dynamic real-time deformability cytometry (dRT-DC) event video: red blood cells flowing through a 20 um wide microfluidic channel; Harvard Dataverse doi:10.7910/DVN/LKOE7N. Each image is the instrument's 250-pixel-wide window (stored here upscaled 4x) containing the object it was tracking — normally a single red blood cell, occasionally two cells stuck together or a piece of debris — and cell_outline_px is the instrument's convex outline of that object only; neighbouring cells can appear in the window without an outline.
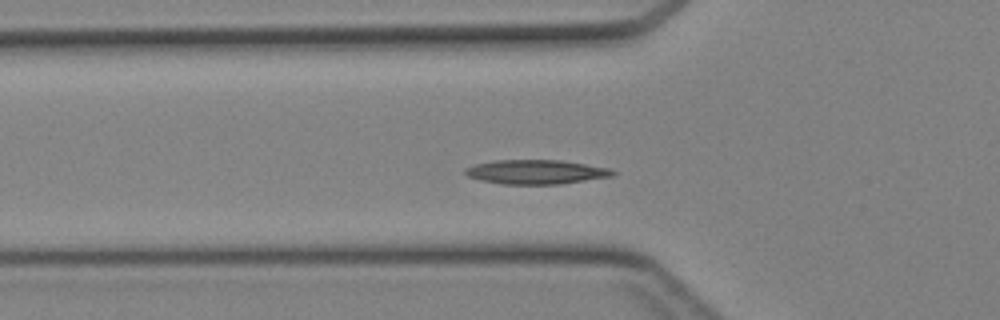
{"species": "Egyptian fruit bat (a non-hibernating species)", "species_latin": "Rousettus aegyptiacus", "temperature_condition": "cold", "stored_images_in_passage": 42, "segment_of_instrument_passage": [1, 2], "camera_frame_rate_fps": 3000, "um_per_image_px": 0.085, "animal": {"sex": "female"}, "frame": {"image": 1, "passage_image": 12, "time_ms": 3.667, "image_size_px": [1000, 320], "cell_outline_px": [[616, 176], [560, 184], [504, 184], [480, 180], [468, 176], [464, 172], [464, 168], [476, 164], [496, 160], [560, 160], [608, 168], [616, 172]], "centroid_in_image_um": [45.58, 14.62], "position_along_channel_um": 80.2, "area_um2": 20.81}}
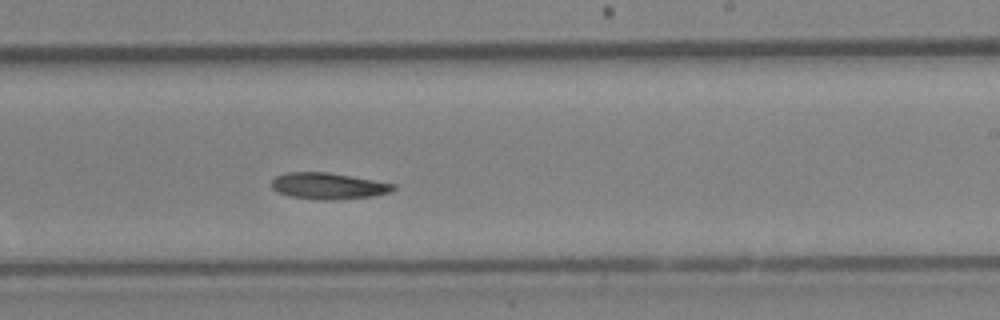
{"frame": {"image": 2, "passage_image": 24, "time_ms": 7.667, "image_size_px": [1000, 320], "cell_outline_px": [[396, 188], [392, 192], [372, 196], [340, 200], [316, 200], [288, 196], [276, 192], [268, 184], [276, 176], [284, 172], [328, 172], [396, 184]], "centroid_in_image_um": [27.86, 15.82], "position_along_channel_um": 261.1, "area_um2": 19.13}}
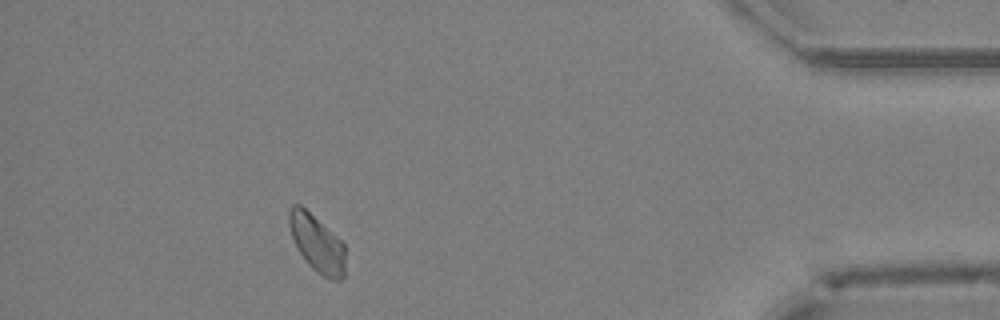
{"frame": {"image": 3, "passage_image": 37, "time_ms": 12.0, "image_size_px": [1000, 320], "cell_outline_px": [[344, 276], [340, 280], [332, 280], [316, 272], [308, 264], [300, 252], [292, 236], [288, 224], [288, 212], [292, 204], [300, 204], [340, 240], [344, 244]], "centroid_in_image_um": [26.92, 20.69], "position_along_channel_um": 408.3, "area_um2": 18.32}}